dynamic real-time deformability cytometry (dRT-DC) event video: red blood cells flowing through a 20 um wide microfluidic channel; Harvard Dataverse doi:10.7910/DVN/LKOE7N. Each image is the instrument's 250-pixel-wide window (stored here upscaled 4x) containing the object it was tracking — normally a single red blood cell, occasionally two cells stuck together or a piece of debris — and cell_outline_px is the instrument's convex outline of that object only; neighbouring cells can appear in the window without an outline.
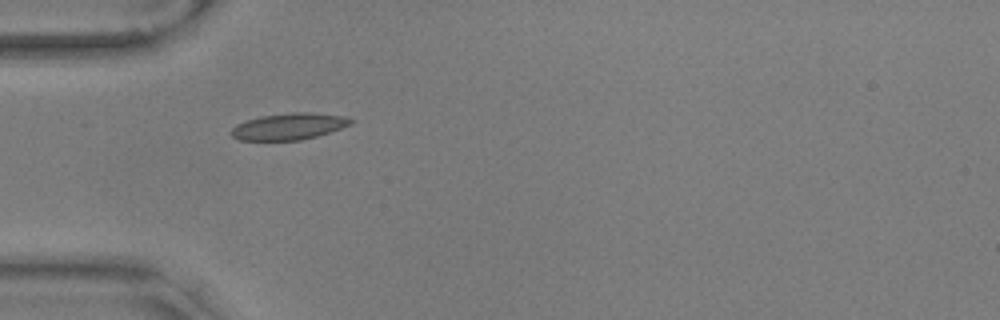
{"species": "common noctule bat (a hibernating species)", "species_latin": "Nyctalus noctula", "temperature_condition": "warm", "stored_images_in_passage": 40, "camera_frame_rate_fps": 3000, "um_per_image_px": 0.085, "animal": {"sex": "male", "body_mass_g": 17.9, "forearm_length_mm": 54.2}, "frame": {"image": 1, "passage_image": 1, "time_ms": 0.0, "image_size_px": [1000, 320], "cell_outline_px": [[352, 124], [316, 136], [300, 140], [240, 140], [232, 136], [228, 132], [236, 124], [260, 116], [292, 112], [312, 112], [344, 116], [352, 120]], "centroid_in_image_um": [24.52, 10.74], "position_along_channel_um": 60.5, "area_um2": 18.38}}
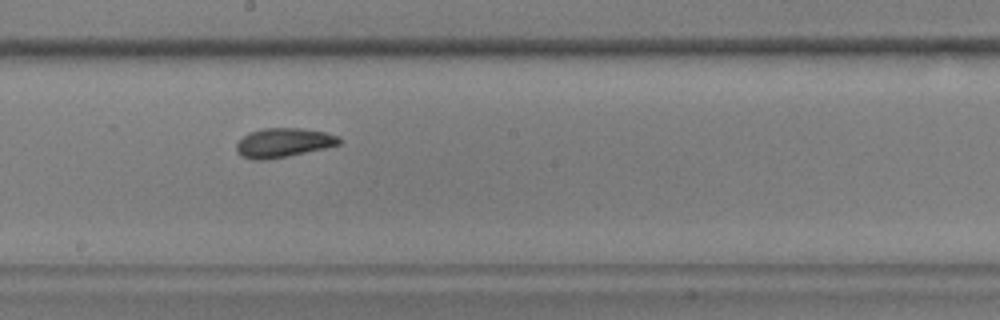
{"frame": {"image": 2, "passage_image": 15, "time_ms": 4.667, "image_size_px": [1000, 320], "cell_outline_px": [[344, 140], [340, 144], [324, 148], [288, 156], [268, 160], [252, 160], [240, 156], [236, 152], [236, 144], [248, 132], [264, 128], [300, 128], [324, 132], [340, 136]], "centroid_in_image_um": [24.08, 12.14], "position_along_channel_um": 224.1, "area_um2": 17.69}}
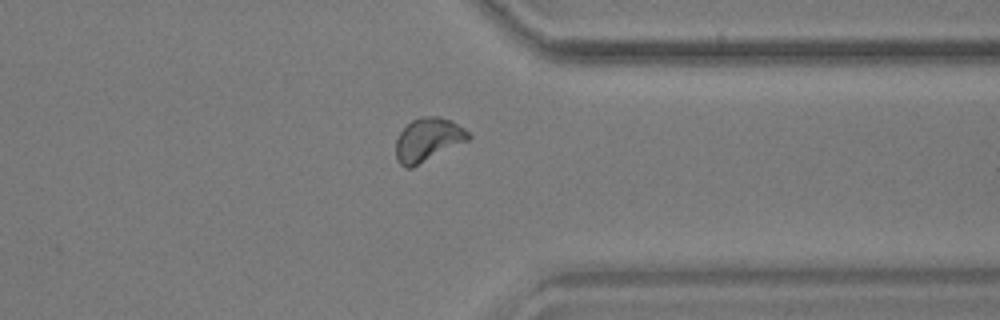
{"frame": {"image": 3, "passage_image": 28, "time_ms": 9.0, "image_size_px": [1000, 320], "cell_outline_px": [[472, 136], [468, 140], [412, 168], [404, 168], [396, 160], [396, 140], [400, 132], [412, 120], [420, 116], [440, 116], [452, 120], [464, 128]], "centroid_in_image_um": [36.37, 11.87], "position_along_channel_um": 375.0, "area_um2": 18.44}, "authors_computed_cell_mechanics": {"area_um2": 17.34, "velocity_mm_per_s": 3.5547, "shape_relaxation_time_tau1_ms": 4.1523, "shape_relaxation_time_tau2_ms": 0.4408, "deformation_change_tau1": 0.1161, "deformation_change_tau2": 0.0466}}